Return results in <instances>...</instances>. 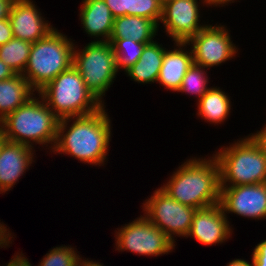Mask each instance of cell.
Masks as SVG:
<instances>
[{"label":"cell","mask_w":266,"mask_h":266,"mask_svg":"<svg viewBox=\"0 0 266 266\" xmlns=\"http://www.w3.org/2000/svg\"><path fill=\"white\" fill-rule=\"evenodd\" d=\"M251 255L254 266H266V239L255 245Z\"/></svg>","instance_id":"28"},{"label":"cell","mask_w":266,"mask_h":266,"mask_svg":"<svg viewBox=\"0 0 266 266\" xmlns=\"http://www.w3.org/2000/svg\"><path fill=\"white\" fill-rule=\"evenodd\" d=\"M116 229L114 231L115 251L158 257L171 253L177 245L145 215L140 214L132 222Z\"/></svg>","instance_id":"8"},{"label":"cell","mask_w":266,"mask_h":266,"mask_svg":"<svg viewBox=\"0 0 266 266\" xmlns=\"http://www.w3.org/2000/svg\"><path fill=\"white\" fill-rule=\"evenodd\" d=\"M16 73L0 59V80H6L15 76Z\"/></svg>","instance_id":"34"},{"label":"cell","mask_w":266,"mask_h":266,"mask_svg":"<svg viewBox=\"0 0 266 266\" xmlns=\"http://www.w3.org/2000/svg\"><path fill=\"white\" fill-rule=\"evenodd\" d=\"M29 145L5 140L0 150V194H5L19 183L36 161V150ZM35 159V160H34Z\"/></svg>","instance_id":"15"},{"label":"cell","mask_w":266,"mask_h":266,"mask_svg":"<svg viewBox=\"0 0 266 266\" xmlns=\"http://www.w3.org/2000/svg\"><path fill=\"white\" fill-rule=\"evenodd\" d=\"M79 20L83 31L92 42H107L110 39L114 17L104 0H82Z\"/></svg>","instance_id":"17"},{"label":"cell","mask_w":266,"mask_h":266,"mask_svg":"<svg viewBox=\"0 0 266 266\" xmlns=\"http://www.w3.org/2000/svg\"><path fill=\"white\" fill-rule=\"evenodd\" d=\"M116 56L117 70L126 71L134 65L148 43H140L131 39H109Z\"/></svg>","instance_id":"24"},{"label":"cell","mask_w":266,"mask_h":266,"mask_svg":"<svg viewBox=\"0 0 266 266\" xmlns=\"http://www.w3.org/2000/svg\"><path fill=\"white\" fill-rule=\"evenodd\" d=\"M114 18L131 15L132 0H104Z\"/></svg>","instance_id":"27"},{"label":"cell","mask_w":266,"mask_h":266,"mask_svg":"<svg viewBox=\"0 0 266 266\" xmlns=\"http://www.w3.org/2000/svg\"><path fill=\"white\" fill-rule=\"evenodd\" d=\"M4 222H1L0 220V248H6L9 247L10 244H12V239H14L13 236H15L12 232H10L9 227L7 228V225Z\"/></svg>","instance_id":"31"},{"label":"cell","mask_w":266,"mask_h":266,"mask_svg":"<svg viewBox=\"0 0 266 266\" xmlns=\"http://www.w3.org/2000/svg\"><path fill=\"white\" fill-rule=\"evenodd\" d=\"M248 136L266 156V124L264 123L260 131L256 130V132L250 133Z\"/></svg>","instance_id":"29"},{"label":"cell","mask_w":266,"mask_h":266,"mask_svg":"<svg viewBox=\"0 0 266 266\" xmlns=\"http://www.w3.org/2000/svg\"><path fill=\"white\" fill-rule=\"evenodd\" d=\"M252 262L246 261L245 259H233L229 263H227L226 266H254L253 260L251 258Z\"/></svg>","instance_id":"36"},{"label":"cell","mask_w":266,"mask_h":266,"mask_svg":"<svg viewBox=\"0 0 266 266\" xmlns=\"http://www.w3.org/2000/svg\"><path fill=\"white\" fill-rule=\"evenodd\" d=\"M36 91L22 74L0 80V121L32 98Z\"/></svg>","instance_id":"21"},{"label":"cell","mask_w":266,"mask_h":266,"mask_svg":"<svg viewBox=\"0 0 266 266\" xmlns=\"http://www.w3.org/2000/svg\"><path fill=\"white\" fill-rule=\"evenodd\" d=\"M15 0H0V20L7 19Z\"/></svg>","instance_id":"33"},{"label":"cell","mask_w":266,"mask_h":266,"mask_svg":"<svg viewBox=\"0 0 266 266\" xmlns=\"http://www.w3.org/2000/svg\"><path fill=\"white\" fill-rule=\"evenodd\" d=\"M4 266H32V264L21 251V253L20 252L15 253L10 259V261L6 263V265Z\"/></svg>","instance_id":"32"},{"label":"cell","mask_w":266,"mask_h":266,"mask_svg":"<svg viewBox=\"0 0 266 266\" xmlns=\"http://www.w3.org/2000/svg\"><path fill=\"white\" fill-rule=\"evenodd\" d=\"M73 50V67L80 73L87 89L105 105L106 92L113 85L117 74L116 56L112 44L107 42H89Z\"/></svg>","instance_id":"7"},{"label":"cell","mask_w":266,"mask_h":266,"mask_svg":"<svg viewBox=\"0 0 266 266\" xmlns=\"http://www.w3.org/2000/svg\"><path fill=\"white\" fill-rule=\"evenodd\" d=\"M106 111L103 105L91 114L61 119L51 153L65 154L95 167L106 165L112 138V122Z\"/></svg>","instance_id":"1"},{"label":"cell","mask_w":266,"mask_h":266,"mask_svg":"<svg viewBox=\"0 0 266 266\" xmlns=\"http://www.w3.org/2000/svg\"><path fill=\"white\" fill-rule=\"evenodd\" d=\"M162 7L163 2L160 0H132L131 15L151 19L159 25Z\"/></svg>","instance_id":"26"},{"label":"cell","mask_w":266,"mask_h":266,"mask_svg":"<svg viewBox=\"0 0 266 266\" xmlns=\"http://www.w3.org/2000/svg\"><path fill=\"white\" fill-rule=\"evenodd\" d=\"M37 93L59 120L91 114L103 106L87 89L73 65Z\"/></svg>","instance_id":"6"},{"label":"cell","mask_w":266,"mask_h":266,"mask_svg":"<svg viewBox=\"0 0 266 266\" xmlns=\"http://www.w3.org/2000/svg\"><path fill=\"white\" fill-rule=\"evenodd\" d=\"M74 266H83V258H81L80 261Z\"/></svg>","instance_id":"39"},{"label":"cell","mask_w":266,"mask_h":266,"mask_svg":"<svg viewBox=\"0 0 266 266\" xmlns=\"http://www.w3.org/2000/svg\"><path fill=\"white\" fill-rule=\"evenodd\" d=\"M219 164L220 187L266 183V156L243 136L213 153Z\"/></svg>","instance_id":"5"},{"label":"cell","mask_w":266,"mask_h":266,"mask_svg":"<svg viewBox=\"0 0 266 266\" xmlns=\"http://www.w3.org/2000/svg\"><path fill=\"white\" fill-rule=\"evenodd\" d=\"M227 26L218 22L207 24L187 44L191 48L194 64L206 69L217 67L234 59L239 53Z\"/></svg>","instance_id":"10"},{"label":"cell","mask_w":266,"mask_h":266,"mask_svg":"<svg viewBox=\"0 0 266 266\" xmlns=\"http://www.w3.org/2000/svg\"><path fill=\"white\" fill-rule=\"evenodd\" d=\"M230 97L222 88L212 86L197 102V116L209 124H224L233 106Z\"/></svg>","instance_id":"20"},{"label":"cell","mask_w":266,"mask_h":266,"mask_svg":"<svg viewBox=\"0 0 266 266\" xmlns=\"http://www.w3.org/2000/svg\"><path fill=\"white\" fill-rule=\"evenodd\" d=\"M166 49L157 40L146 44L139 60L124 72L125 75L140 84L157 83Z\"/></svg>","instance_id":"18"},{"label":"cell","mask_w":266,"mask_h":266,"mask_svg":"<svg viewBox=\"0 0 266 266\" xmlns=\"http://www.w3.org/2000/svg\"><path fill=\"white\" fill-rule=\"evenodd\" d=\"M44 16L35 1L15 0L8 17L13 36L31 43L45 38L56 27Z\"/></svg>","instance_id":"14"},{"label":"cell","mask_w":266,"mask_h":266,"mask_svg":"<svg viewBox=\"0 0 266 266\" xmlns=\"http://www.w3.org/2000/svg\"><path fill=\"white\" fill-rule=\"evenodd\" d=\"M13 37L9 19L0 20V46L10 41Z\"/></svg>","instance_id":"30"},{"label":"cell","mask_w":266,"mask_h":266,"mask_svg":"<svg viewBox=\"0 0 266 266\" xmlns=\"http://www.w3.org/2000/svg\"><path fill=\"white\" fill-rule=\"evenodd\" d=\"M208 5L210 6V8L212 7H225L226 5L229 6L228 4H232L235 2H240V1H236V0H207Z\"/></svg>","instance_id":"35"},{"label":"cell","mask_w":266,"mask_h":266,"mask_svg":"<svg viewBox=\"0 0 266 266\" xmlns=\"http://www.w3.org/2000/svg\"><path fill=\"white\" fill-rule=\"evenodd\" d=\"M206 157L190 156L160 188L172 199L195 209L220 203L219 164L213 155Z\"/></svg>","instance_id":"2"},{"label":"cell","mask_w":266,"mask_h":266,"mask_svg":"<svg viewBox=\"0 0 266 266\" xmlns=\"http://www.w3.org/2000/svg\"><path fill=\"white\" fill-rule=\"evenodd\" d=\"M230 223L220 203L197 209L186 238H193L205 246L225 244L234 230Z\"/></svg>","instance_id":"13"},{"label":"cell","mask_w":266,"mask_h":266,"mask_svg":"<svg viewBox=\"0 0 266 266\" xmlns=\"http://www.w3.org/2000/svg\"><path fill=\"white\" fill-rule=\"evenodd\" d=\"M55 28L45 38L32 43L24 78L36 91L41 90L73 64L75 43Z\"/></svg>","instance_id":"4"},{"label":"cell","mask_w":266,"mask_h":266,"mask_svg":"<svg viewBox=\"0 0 266 266\" xmlns=\"http://www.w3.org/2000/svg\"><path fill=\"white\" fill-rule=\"evenodd\" d=\"M5 140H6V139H5L4 135H3V132H2V130L0 129V150H1V146H2V144H3V142H4Z\"/></svg>","instance_id":"38"},{"label":"cell","mask_w":266,"mask_h":266,"mask_svg":"<svg viewBox=\"0 0 266 266\" xmlns=\"http://www.w3.org/2000/svg\"><path fill=\"white\" fill-rule=\"evenodd\" d=\"M32 43L13 37L10 41L0 46V59L16 74H23Z\"/></svg>","instance_id":"22"},{"label":"cell","mask_w":266,"mask_h":266,"mask_svg":"<svg viewBox=\"0 0 266 266\" xmlns=\"http://www.w3.org/2000/svg\"><path fill=\"white\" fill-rule=\"evenodd\" d=\"M173 46V49L167 48L164 53L157 79L160 86L172 93L179 90L183 77L194 63L191 48L187 43L175 42Z\"/></svg>","instance_id":"16"},{"label":"cell","mask_w":266,"mask_h":266,"mask_svg":"<svg viewBox=\"0 0 266 266\" xmlns=\"http://www.w3.org/2000/svg\"><path fill=\"white\" fill-rule=\"evenodd\" d=\"M200 1V2H199ZM166 0L163 2L162 17L159 29L164 30L165 36L171 41L187 43L196 36L207 24L201 22L203 15L200 5L209 7L207 0ZM201 22V23H200Z\"/></svg>","instance_id":"11"},{"label":"cell","mask_w":266,"mask_h":266,"mask_svg":"<svg viewBox=\"0 0 266 266\" xmlns=\"http://www.w3.org/2000/svg\"><path fill=\"white\" fill-rule=\"evenodd\" d=\"M220 205L226 216L266 220V183L220 187Z\"/></svg>","instance_id":"12"},{"label":"cell","mask_w":266,"mask_h":266,"mask_svg":"<svg viewBox=\"0 0 266 266\" xmlns=\"http://www.w3.org/2000/svg\"><path fill=\"white\" fill-rule=\"evenodd\" d=\"M36 94L0 121V129L8 141L29 145L32 148L37 144L38 147L42 145V149L45 147V150L51 152L57 139L60 120L42 97Z\"/></svg>","instance_id":"3"},{"label":"cell","mask_w":266,"mask_h":266,"mask_svg":"<svg viewBox=\"0 0 266 266\" xmlns=\"http://www.w3.org/2000/svg\"><path fill=\"white\" fill-rule=\"evenodd\" d=\"M159 25L144 17L125 15L114 18L110 39H131L140 43H151L158 36Z\"/></svg>","instance_id":"19"},{"label":"cell","mask_w":266,"mask_h":266,"mask_svg":"<svg viewBox=\"0 0 266 266\" xmlns=\"http://www.w3.org/2000/svg\"><path fill=\"white\" fill-rule=\"evenodd\" d=\"M83 266H105L104 263L102 264L101 262H99L98 260L94 261V260H89V259H84L83 257Z\"/></svg>","instance_id":"37"},{"label":"cell","mask_w":266,"mask_h":266,"mask_svg":"<svg viewBox=\"0 0 266 266\" xmlns=\"http://www.w3.org/2000/svg\"><path fill=\"white\" fill-rule=\"evenodd\" d=\"M81 258L74 246L58 245L50 249L36 266H74Z\"/></svg>","instance_id":"25"},{"label":"cell","mask_w":266,"mask_h":266,"mask_svg":"<svg viewBox=\"0 0 266 266\" xmlns=\"http://www.w3.org/2000/svg\"><path fill=\"white\" fill-rule=\"evenodd\" d=\"M208 69L192 64L182 79L181 86L176 93L195 95L198 102L201 97L212 87L208 85L210 77Z\"/></svg>","instance_id":"23"},{"label":"cell","mask_w":266,"mask_h":266,"mask_svg":"<svg viewBox=\"0 0 266 266\" xmlns=\"http://www.w3.org/2000/svg\"><path fill=\"white\" fill-rule=\"evenodd\" d=\"M149 197L142 203L143 215L173 242L176 243V236L185 238L190 231L197 209L177 202L160 187Z\"/></svg>","instance_id":"9"}]
</instances>
